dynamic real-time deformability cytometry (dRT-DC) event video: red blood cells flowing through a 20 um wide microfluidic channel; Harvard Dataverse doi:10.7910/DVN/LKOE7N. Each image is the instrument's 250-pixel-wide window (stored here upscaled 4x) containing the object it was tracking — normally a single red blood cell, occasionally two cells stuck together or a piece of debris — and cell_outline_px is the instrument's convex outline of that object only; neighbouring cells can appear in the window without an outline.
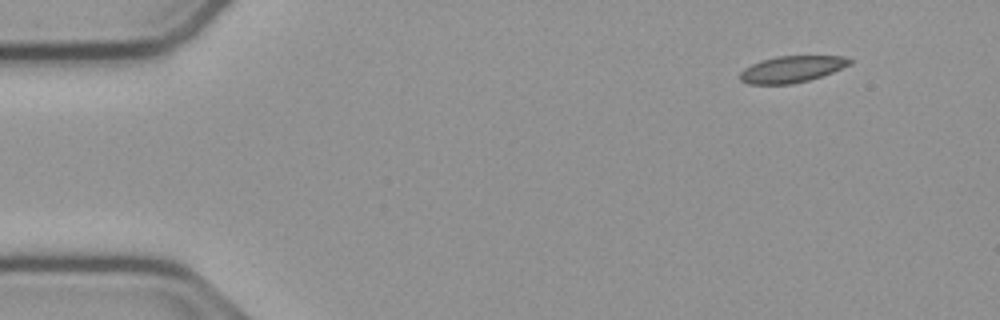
{"species": "common noctule bat (a hibernating species)", "species_latin": "Nyctalus noctula", "temperature_condition": "cold", "stored_images_in_passage": 10, "camera_frame_rate_fps": 3000, "um_per_image_px": 0.085, "animal": {"sex": "male", "body_mass_g": 23.1, "forearm_length_mm": 52.7}, "frame": {"image": 1, "passage_image": 1, "time_ms": 0.0, "image_size_px": [1000, 320], "cell_outline_px": [[852, 64], [832, 72], [808, 80], [792, 84], [748, 84], [740, 80], [740, 72], [744, 68], [760, 60], [776, 56], [844, 56], [852, 60]], "centroid_in_image_um": [67.28, 5.87], "position_along_channel_um": 17.7, "area_um2": 16.94}}